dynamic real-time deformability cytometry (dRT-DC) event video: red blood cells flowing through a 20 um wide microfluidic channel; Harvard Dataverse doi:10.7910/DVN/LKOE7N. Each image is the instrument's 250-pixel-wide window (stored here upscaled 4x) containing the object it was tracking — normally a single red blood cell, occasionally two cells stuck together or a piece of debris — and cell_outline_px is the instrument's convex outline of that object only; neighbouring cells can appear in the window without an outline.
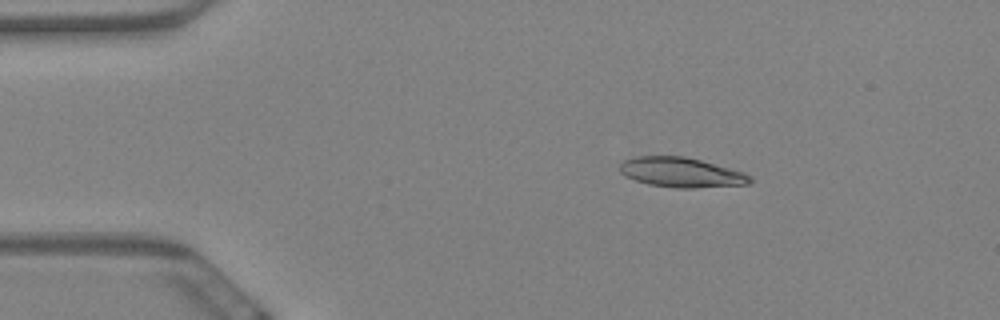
{"species": "Egyptian fruit bat (a non-hibernating species)", "species_latin": "Rousettus aegyptiacus", "temperature_condition": "warm", "stored_images_in_passage": 50, "camera_frame_rate_fps": 3000, "um_per_image_px": 0.085, "animal": {"sex": "female"}, "frame": {"image": 1, "passage_image": 1, "time_ms": 0.0, "image_size_px": [1000, 320], "cell_outline_px": [[752, 180], [748, 184], [692, 188], [676, 188], [648, 184], [624, 176], [620, 172], [620, 164], [624, 160], [636, 156], [684, 156], [700, 160], [744, 172], [752, 176]], "centroid_in_image_um": [57.89, 14.65], "position_along_channel_um": 27.1, "area_um2": 22.54}}
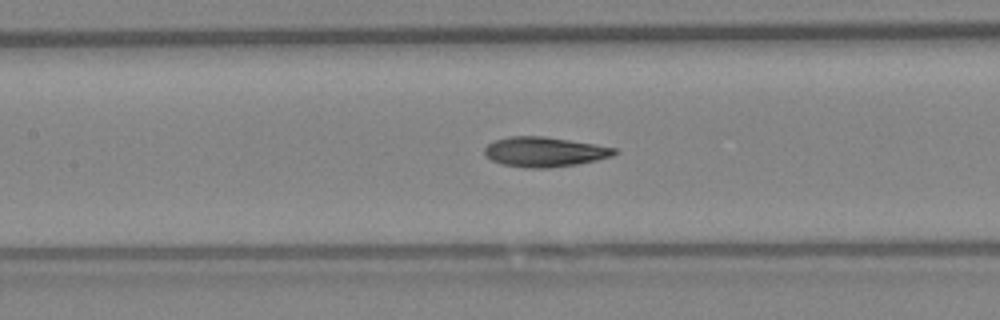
{"frame": {"image": 2, "passage_image": 18, "time_ms": 5.667, "image_size_px": [1000, 320], "cell_outline_px": [[620, 152], [612, 156], [596, 160], [576, 164], [548, 168], [528, 168], [500, 164], [492, 160], [484, 152], [484, 148], [488, 144], [496, 140], [508, 136], [544, 136], [616, 148]], "centroid_in_image_um": [46.28, 12.91], "position_along_channel_um": 161.1, "area_um2": 22.43}}
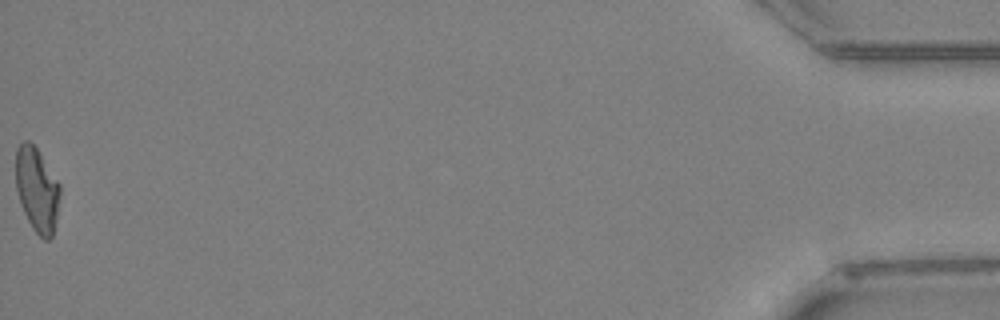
{"frame": {"image": 3, "passage_image": 50, "time_ms": 16.333, "image_size_px": [1000, 320], "cell_outline_px": [[60, 192], [56, 220], [52, 236], [48, 240], [44, 240], [32, 228], [24, 212], [16, 188], [16, 148], [24, 140], [28, 140], [36, 148], [60, 184]], "centroid_in_image_um": [3.14, 16.12], "position_along_channel_um": 432.1, "area_um2": 21.44}, "authors_computed_cell_mechanics": {"area_um2": 22.1085, "velocity_mm_per_s": 3.4928, "shape_relaxation_time_tau1_ms": 9.5831, "shape_relaxation_time_tau2_ms": 2.6283, "deformation_change_tau1": 0.2529, "deformation_change_tau2": 0.0948}}